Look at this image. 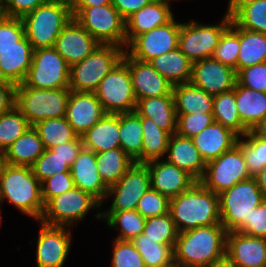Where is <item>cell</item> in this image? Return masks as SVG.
Masks as SVG:
<instances>
[{"label":"cell","instance_id":"f6af8a7d","mask_svg":"<svg viewBox=\"0 0 266 267\" xmlns=\"http://www.w3.org/2000/svg\"><path fill=\"white\" fill-rule=\"evenodd\" d=\"M231 20L242 29L266 33V0H257L242 7Z\"/></svg>","mask_w":266,"mask_h":267},{"label":"cell","instance_id":"2644e50d","mask_svg":"<svg viewBox=\"0 0 266 267\" xmlns=\"http://www.w3.org/2000/svg\"><path fill=\"white\" fill-rule=\"evenodd\" d=\"M0 206H1V204H0ZM1 210V209H0ZM0 213H1V211H0ZM2 216L0 215V227L2 226V224H1V221H2Z\"/></svg>","mask_w":266,"mask_h":267},{"label":"cell","instance_id":"bcb514c9","mask_svg":"<svg viewBox=\"0 0 266 267\" xmlns=\"http://www.w3.org/2000/svg\"><path fill=\"white\" fill-rule=\"evenodd\" d=\"M143 234L147 238L157 240L160 244L174 247L179 232L169 212L161 216L146 218Z\"/></svg>","mask_w":266,"mask_h":267},{"label":"cell","instance_id":"ffe728a7","mask_svg":"<svg viewBox=\"0 0 266 267\" xmlns=\"http://www.w3.org/2000/svg\"><path fill=\"white\" fill-rule=\"evenodd\" d=\"M122 60L130 69L133 90L137 100L173 95V85L148 62L133 59L126 51Z\"/></svg>","mask_w":266,"mask_h":267},{"label":"cell","instance_id":"cb8c5ba5","mask_svg":"<svg viewBox=\"0 0 266 267\" xmlns=\"http://www.w3.org/2000/svg\"><path fill=\"white\" fill-rule=\"evenodd\" d=\"M170 4L154 0L126 19V47L139 35L165 25L174 18Z\"/></svg>","mask_w":266,"mask_h":267},{"label":"cell","instance_id":"f546056e","mask_svg":"<svg viewBox=\"0 0 266 267\" xmlns=\"http://www.w3.org/2000/svg\"><path fill=\"white\" fill-rule=\"evenodd\" d=\"M44 151V144L37 131L30 126L5 150L6 161L14 166L32 167Z\"/></svg>","mask_w":266,"mask_h":267},{"label":"cell","instance_id":"9a60e30c","mask_svg":"<svg viewBox=\"0 0 266 267\" xmlns=\"http://www.w3.org/2000/svg\"><path fill=\"white\" fill-rule=\"evenodd\" d=\"M150 188L149 170L145 164L134 163L131 168L108 188L107 198H112L106 211L136 210L137 204Z\"/></svg>","mask_w":266,"mask_h":267},{"label":"cell","instance_id":"003e7915","mask_svg":"<svg viewBox=\"0 0 266 267\" xmlns=\"http://www.w3.org/2000/svg\"><path fill=\"white\" fill-rule=\"evenodd\" d=\"M7 165L5 150L0 149V175Z\"/></svg>","mask_w":266,"mask_h":267},{"label":"cell","instance_id":"7dc6e473","mask_svg":"<svg viewBox=\"0 0 266 267\" xmlns=\"http://www.w3.org/2000/svg\"><path fill=\"white\" fill-rule=\"evenodd\" d=\"M32 170L42 183L55 174L70 172V166L51 149H45L44 153L33 164Z\"/></svg>","mask_w":266,"mask_h":267},{"label":"cell","instance_id":"680465c9","mask_svg":"<svg viewBox=\"0 0 266 267\" xmlns=\"http://www.w3.org/2000/svg\"><path fill=\"white\" fill-rule=\"evenodd\" d=\"M16 85L0 80V115L9 111L15 106Z\"/></svg>","mask_w":266,"mask_h":267},{"label":"cell","instance_id":"7c38bea8","mask_svg":"<svg viewBox=\"0 0 266 267\" xmlns=\"http://www.w3.org/2000/svg\"><path fill=\"white\" fill-rule=\"evenodd\" d=\"M70 66L54 47L33 50L32 63L23 82L35 89L69 88Z\"/></svg>","mask_w":266,"mask_h":267},{"label":"cell","instance_id":"4dcf8cb0","mask_svg":"<svg viewBox=\"0 0 266 267\" xmlns=\"http://www.w3.org/2000/svg\"><path fill=\"white\" fill-rule=\"evenodd\" d=\"M234 91L239 118L250 131L266 116V93L248 89L237 82Z\"/></svg>","mask_w":266,"mask_h":267},{"label":"cell","instance_id":"db71d44e","mask_svg":"<svg viewBox=\"0 0 266 267\" xmlns=\"http://www.w3.org/2000/svg\"><path fill=\"white\" fill-rule=\"evenodd\" d=\"M249 236L266 238V199H264L235 230Z\"/></svg>","mask_w":266,"mask_h":267},{"label":"cell","instance_id":"f35d334b","mask_svg":"<svg viewBox=\"0 0 266 267\" xmlns=\"http://www.w3.org/2000/svg\"><path fill=\"white\" fill-rule=\"evenodd\" d=\"M266 62V33L240 28V51L237 72L243 68Z\"/></svg>","mask_w":266,"mask_h":267},{"label":"cell","instance_id":"8d00e7d4","mask_svg":"<svg viewBox=\"0 0 266 267\" xmlns=\"http://www.w3.org/2000/svg\"><path fill=\"white\" fill-rule=\"evenodd\" d=\"M141 124L143 128L141 164L162 159L166 154L171 134L146 117H141Z\"/></svg>","mask_w":266,"mask_h":267},{"label":"cell","instance_id":"6f0895ef","mask_svg":"<svg viewBox=\"0 0 266 267\" xmlns=\"http://www.w3.org/2000/svg\"><path fill=\"white\" fill-rule=\"evenodd\" d=\"M83 147L81 136H77L73 141L54 146L51 150L71 167Z\"/></svg>","mask_w":266,"mask_h":267},{"label":"cell","instance_id":"7402d4cb","mask_svg":"<svg viewBox=\"0 0 266 267\" xmlns=\"http://www.w3.org/2000/svg\"><path fill=\"white\" fill-rule=\"evenodd\" d=\"M226 256L237 267H265L266 238L231 231L226 237Z\"/></svg>","mask_w":266,"mask_h":267},{"label":"cell","instance_id":"89a4df30","mask_svg":"<svg viewBox=\"0 0 266 267\" xmlns=\"http://www.w3.org/2000/svg\"><path fill=\"white\" fill-rule=\"evenodd\" d=\"M52 1H60V2H65L69 4L72 0H52Z\"/></svg>","mask_w":266,"mask_h":267},{"label":"cell","instance_id":"2e32d148","mask_svg":"<svg viewBox=\"0 0 266 267\" xmlns=\"http://www.w3.org/2000/svg\"><path fill=\"white\" fill-rule=\"evenodd\" d=\"M36 243L37 267H63L71 249V228L40 221Z\"/></svg>","mask_w":266,"mask_h":267},{"label":"cell","instance_id":"3957f363","mask_svg":"<svg viewBox=\"0 0 266 267\" xmlns=\"http://www.w3.org/2000/svg\"><path fill=\"white\" fill-rule=\"evenodd\" d=\"M4 199L25 215L40 220L45 203L41 183L34 175L32 167L6 165L0 175L1 205Z\"/></svg>","mask_w":266,"mask_h":267},{"label":"cell","instance_id":"1f68e13d","mask_svg":"<svg viewBox=\"0 0 266 267\" xmlns=\"http://www.w3.org/2000/svg\"><path fill=\"white\" fill-rule=\"evenodd\" d=\"M172 93L177 114L212 113L214 96L192 83L174 85Z\"/></svg>","mask_w":266,"mask_h":267},{"label":"cell","instance_id":"f907efd6","mask_svg":"<svg viewBox=\"0 0 266 267\" xmlns=\"http://www.w3.org/2000/svg\"><path fill=\"white\" fill-rule=\"evenodd\" d=\"M213 122V113L177 114L176 133L192 139Z\"/></svg>","mask_w":266,"mask_h":267},{"label":"cell","instance_id":"9f6ffc18","mask_svg":"<svg viewBox=\"0 0 266 267\" xmlns=\"http://www.w3.org/2000/svg\"><path fill=\"white\" fill-rule=\"evenodd\" d=\"M50 0H5V10L8 17L22 18Z\"/></svg>","mask_w":266,"mask_h":267},{"label":"cell","instance_id":"d4e9b609","mask_svg":"<svg viewBox=\"0 0 266 267\" xmlns=\"http://www.w3.org/2000/svg\"><path fill=\"white\" fill-rule=\"evenodd\" d=\"M166 161L187 171L197 181H200L206 170V162L194 145L191 138L177 133L171 135L166 151Z\"/></svg>","mask_w":266,"mask_h":267},{"label":"cell","instance_id":"f5cc1de1","mask_svg":"<svg viewBox=\"0 0 266 267\" xmlns=\"http://www.w3.org/2000/svg\"><path fill=\"white\" fill-rule=\"evenodd\" d=\"M236 76L239 85L266 93V62L243 68Z\"/></svg>","mask_w":266,"mask_h":267},{"label":"cell","instance_id":"6125c7cd","mask_svg":"<svg viewBox=\"0 0 266 267\" xmlns=\"http://www.w3.org/2000/svg\"><path fill=\"white\" fill-rule=\"evenodd\" d=\"M112 0H72L70 7H92L111 4Z\"/></svg>","mask_w":266,"mask_h":267},{"label":"cell","instance_id":"a7ac6f4b","mask_svg":"<svg viewBox=\"0 0 266 267\" xmlns=\"http://www.w3.org/2000/svg\"><path fill=\"white\" fill-rule=\"evenodd\" d=\"M7 16L6 10H5V0H0V19Z\"/></svg>","mask_w":266,"mask_h":267},{"label":"cell","instance_id":"d6a6232c","mask_svg":"<svg viewBox=\"0 0 266 267\" xmlns=\"http://www.w3.org/2000/svg\"><path fill=\"white\" fill-rule=\"evenodd\" d=\"M148 63L173 86L190 82L193 63L179 48L155 57Z\"/></svg>","mask_w":266,"mask_h":267},{"label":"cell","instance_id":"94428289","mask_svg":"<svg viewBox=\"0 0 266 267\" xmlns=\"http://www.w3.org/2000/svg\"><path fill=\"white\" fill-rule=\"evenodd\" d=\"M254 1H257V0H229L225 15L232 18L242 7Z\"/></svg>","mask_w":266,"mask_h":267},{"label":"cell","instance_id":"277c9868","mask_svg":"<svg viewBox=\"0 0 266 267\" xmlns=\"http://www.w3.org/2000/svg\"><path fill=\"white\" fill-rule=\"evenodd\" d=\"M73 18L70 5L52 1L38 6L21 18L24 33L33 50L54 47L62 29Z\"/></svg>","mask_w":266,"mask_h":267},{"label":"cell","instance_id":"5b68a950","mask_svg":"<svg viewBox=\"0 0 266 267\" xmlns=\"http://www.w3.org/2000/svg\"><path fill=\"white\" fill-rule=\"evenodd\" d=\"M125 48L101 44L85 59L70 67L69 89L77 92H95L101 80L123 59Z\"/></svg>","mask_w":266,"mask_h":267},{"label":"cell","instance_id":"d6986e66","mask_svg":"<svg viewBox=\"0 0 266 267\" xmlns=\"http://www.w3.org/2000/svg\"><path fill=\"white\" fill-rule=\"evenodd\" d=\"M101 45L74 18L62 29L54 48L71 67L95 51Z\"/></svg>","mask_w":266,"mask_h":267},{"label":"cell","instance_id":"c3c4849f","mask_svg":"<svg viewBox=\"0 0 266 267\" xmlns=\"http://www.w3.org/2000/svg\"><path fill=\"white\" fill-rule=\"evenodd\" d=\"M112 267H145L141 254L131 241L113 240Z\"/></svg>","mask_w":266,"mask_h":267},{"label":"cell","instance_id":"03108f58","mask_svg":"<svg viewBox=\"0 0 266 267\" xmlns=\"http://www.w3.org/2000/svg\"><path fill=\"white\" fill-rule=\"evenodd\" d=\"M208 267H237L227 256L222 259L214 261Z\"/></svg>","mask_w":266,"mask_h":267},{"label":"cell","instance_id":"83f0119b","mask_svg":"<svg viewBox=\"0 0 266 267\" xmlns=\"http://www.w3.org/2000/svg\"><path fill=\"white\" fill-rule=\"evenodd\" d=\"M135 112L153 120L159 128L173 135L177 130V113L173 95L137 100Z\"/></svg>","mask_w":266,"mask_h":267},{"label":"cell","instance_id":"ac0fdd59","mask_svg":"<svg viewBox=\"0 0 266 267\" xmlns=\"http://www.w3.org/2000/svg\"><path fill=\"white\" fill-rule=\"evenodd\" d=\"M149 170L150 187L169 199L190 189L197 180L187 171L164 158L145 163Z\"/></svg>","mask_w":266,"mask_h":267},{"label":"cell","instance_id":"ba28073f","mask_svg":"<svg viewBox=\"0 0 266 267\" xmlns=\"http://www.w3.org/2000/svg\"><path fill=\"white\" fill-rule=\"evenodd\" d=\"M264 199L254 177L236 183L219 194L221 224L228 232L235 231Z\"/></svg>","mask_w":266,"mask_h":267},{"label":"cell","instance_id":"816d5d0a","mask_svg":"<svg viewBox=\"0 0 266 267\" xmlns=\"http://www.w3.org/2000/svg\"><path fill=\"white\" fill-rule=\"evenodd\" d=\"M24 36V25L21 18L6 16L0 19V49L18 46V41Z\"/></svg>","mask_w":266,"mask_h":267},{"label":"cell","instance_id":"7a4b0ae2","mask_svg":"<svg viewBox=\"0 0 266 267\" xmlns=\"http://www.w3.org/2000/svg\"><path fill=\"white\" fill-rule=\"evenodd\" d=\"M169 212L178 232L221 223L219 195L199 181L170 199Z\"/></svg>","mask_w":266,"mask_h":267},{"label":"cell","instance_id":"836d02e7","mask_svg":"<svg viewBox=\"0 0 266 267\" xmlns=\"http://www.w3.org/2000/svg\"><path fill=\"white\" fill-rule=\"evenodd\" d=\"M119 137L121 149L135 163L141 164L143 128L141 117L135 111L119 113Z\"/></svg>","mask_w":266,"mask_h":267},{"label":"cell","instance_id":"b9f144b4","mask_svg":"<svg viewBox=\"0 0 266 267\" xmlns=\"http://www.w3.org/2000/svg\"><path fill=\"white\" fill-rule=\"evenodd\" d=\"M237 145L242 149L250 175L254 177L266 166V140L248 131L238 138Z\"/></svg>","mask_w":266,"mask_h":267},{"label":"cell","instance_id":"6da1fadb","mask_svg":"<svg viewBox=\"0 0 266 267\" xmlns=\"http://www.w3.org/2000/svg\"><path fill=\"white\" fill-rule=\"evenodd\" d=\"M228 231L221 224L179 232L174 251L177 267H208L226 256Z\"/></svg>","mask_w":266,"mask_h":267},{"label":"cell","instance_id":"74e56055","mask_svg":"<svg viewBox=\"0 0 266 267\" xmlns=\"http://www.w3.org/2000/svg\"><path fill=\"white\" fill-rule=\"evenodd\" d=\"M212 113L215 122L229 128L239 137L249 131L239 118L234 89L214 96Z\"/></svg>","mask_w":266,"mask_h":267},{"label":"cell","instance_id":"7bdbcfd3","mask_svg":"<svg viewBox=\"0 0 266 267\" xmlns=\"http://www.w3.org/2000/svg\"><path fill=\"white\" fill-rule=\"evenodd\" d=\"M240 51V27L233 21L220 36L218 46L215 48L213 59L235 69L237 73V60Z\"/></svg>","mask_w":266,"mask_h":267},{"label":"cell","instance_id":"e0dca14e","mask_svg":"<svg viewBox=\"0 0 266 267\" xmlns=\"http://www.w3.org/2000/svg\"><path fill=\"white\" fill-rule=\"evenodd\" d=\"M237 82L234 68L213 58L193 62L190 83L212 96L234 89Z\"/></svg>","mask_w":266,"mask_h":267},{"label":"cell","instance_id":"11a10c76","mask_svg":"<svg viewBox=\"0 0 266 267\" xmlns=\"http://www.w3.org/2000/svg\"><path fill=\"white\" fill-rule=\"evenodd\" d=\"M74 187L70 172L55 174L41 183L43 201L46 204L52 197L61 195Z\"/></svg>","mask_w":266,"mask_h":267},{"label":"cell","instance_id":"9c48e42d","mask_svg":"<svg viewBox=\"0 0 266 267\" xmlns=\"http://www.w3.org/2000/svg\"><path fill=\"white\" fill-rule=\"evenodd\" d=\"M94 93L106 114L135 111L137 99L130 69L123 60L101 80Z\"/></svg>","mask_w":266,"mask_h":267},{"label":"cell","instance_id":"ee69618b","mask_svg":"<svg viewBox=\"0 0 266 267\" xmlns=\"http://www.w3.org/2000/svg\"><path fill=\"white\" fill-rule=\"evenodd\" d=\"M31 125L21 111L14 106L0 115V149L6 150Z\"/></svg>","mask_w":266,"mask_h":267},{"label":"cell","instance_id":"d590c367","mask_svg":"<svg viewBox=\"0 0 266 267\" xmlns=\"http://www.w3.org/2000/svg\"><path fill=\"white\" fill-rule=\"evenodd\" d=\"M96 160L98 172L108 187L117 183L135 163L121 148L96 153Z\"/></svg>","mask_w":266,"mask_h":267},{"label":"cell","instance_id":"52a82bcc","mask_svg":"<svg viewBox=\"0 0 266 267\" xmlns=\"http://www.w3.org/2000/svg\"><path fill=\"white\" fill-rule=\"evenodd\" d=\"M70 8L73 18L100 44H114L126 49V20L112 3Z\"/></svg>","mask_w":266,"mask_h":267},{"label":"cell","instance_id":"60d3db41","mask_svg":"<svg viewBox=\"0 0 266 267\" xmlns=\"http://www.w3.org/2000/svg\"><path fill=\"white\" fill-rule=\"evenodd\" d=\"M45 149L73 141L78 135L65 117L41 120L33 125Z\"/></svg>","mask_w":266,"mask_h":267},{"label":"cell","instance_id":"ab89813d","mask_svg":"<svg viewBox=\"0 0 266 267\" xmlns=\"http://www.w3.org/2000/svg\"><path fill=\"white\" fill-rule=\"evenodd\" d=\"M131 242L141 254L145 267H174V251L172 245L160 244L157 240L147 238L143 233Z\"/></svg>","mask_w":266,"mask_h":267},{"label":"cell","instance_id":"be15d7a7","mask_svg":"<svg viewBox=\"0 0 266 267\" xmlns=\"http://www.w3.org/2000/svg\"><path fill=\"white\" fill-rule=\"evenodd\" d=\"M250 132L254 136L266 140V116L253 126Z\"/></svg>","mask_w":266,"mask_h":267},{"label":"cell","instance_id":"8c879c8a","mask_svg":"<svg viewBox=\"0 0 266 267\" xmlns=\"http://www.w3.org/2000/svg\"><path fill=\"white\" fill-rule=\"evenodd\" d=\"M163 1L169 4L170 0H163ZM171 1H174V0H171ZM176 1H178V0H176Z\"/></svg>","mask_w":266,"mask_h":267},{"label":"cell","instance_id":"8fae6325","mask_svg":"<svg viewBox=\"0 0 266 267\" xmlns=\"http://www.w3.org/2000/svg\"><path fill=\"white\" fill-rule=\"evenodd\" d=\"M102 205L90 194L74 187L61 195L52 197L44 206L39 221L48 225L71 227L77 221H83L90 209H99Z\"/></svg>","mask_w":266,"mask_h":267},{"label":"cell","instance_id":"603a6c76","mask_svg":"<svg viewBox=\"0 0 266 267\" xmlns=\"http://www.w3.org/2000/svg\"><path fill=\"white\" fill-rule=\"evenodd\" d=\"M70 173L75 187L90 194L101 205L104 204L109 187L98 172L96 153L83 147L70 167Z\"/></svg>","mask_w":266,"mask_h":267},{"label":"cell","instance_id":"e575fe53","mask_svg":"<svg viewBox=\"0 0 266 267\" xmlns=\"http://www.w3.org/2000/svg\"><path fill=\"white\" fill-rule=\"evenodd\" d=\"M97 219H104L108 228H120L115 239L131 241L143 233L146 218L137 210L101 211L96 213Z\"/></svg>","mask_w":266,"mask_h":267},{"label":"cell","instance_id":"f1b7e54d","mask_svg":"<svg viewBox=\"0 0 266 267\" xmlns=\"http://www.w3.org/2000/svg\"><path fill=\"white\" fill-rule=\"evenodd\" d=\"M84 148L94 153L121 148L119 137V114H105L82 136Z\"/></svg>","mask_w":266,"mask_h":267},{"label":"cell","instance_id":"681fc988","mask_svg":"<svg viewBox=\"0 0 266 267\" xmlns=\"http://www.w3.org/2000/svg\"><path fill=\"white\" fill-rule=\"evenodd\" d=\"M170 199L151 187L139 200L136 210L144 217H155L169 213Z\"/></svg>","mask_w":266,"mask_h":267},{"label":"cell","instance_id":"e7e4bbea","mask_svg":"<svg viewBox=\"0 0 266 267\" xmlns=\"http://www.w3.org/2000/svg\"><path fill=\"white\" fill-rule=\"evenodd\" d=\"M257 185L266 199V166L254 176Z\"/></svg>","mask_w":266,"mask_h":267},{"label":"cell","instance_id":"8992f818","mask_svg":"<svg viewBox=\"0 0 266 267\" xmlns=\"http://www.w3.org/2000/svg\"><path fill=\"white\" fill-rule=\"evenodd\" d=\"M70 93L69 88L35 89L22 83L16 85L15 106L33 126L44 119L65 117Z\"/></svg>","mask_w":266,"mask_h":267},{"label":"cell","instance_id":"4fadbf2b","mask_svg":"<svg viewBox=\"0 0 266 267\" xmlns=\"http://www.w3.org/2000/svg\"><path fill=\"white\" fill-rule=\"evenodd\" d=\"M250 178L252 176L247 169L242 149L236 144L218 158L207 162L204 176L199 182L219 195L236 183Z\"/></svg>","mask_w":266,"mask_h":267},{"label":"cell","instance_id":"484cf974","mask_svg":"<svg viewBox=\"0 0 266 267\" xmlns=\"http://www.w3.org/2000/svg\"><path fill=\"white\" fill-rule=\"evenodd\" d=\"M33 48L24 36L18 46L0 49V80L22 84L32 63Z\"/></svg>","mask_w":266,"mask_h":267},{"label":"cell","instance_id":"5bb4252c","mask_svg":"<svg viewBox=\"0 0 266 267\" xmlns=\"http://www.w3.org/2000/svg\"><path fill=\"white\" fill-rule=\"evenodd\" d=\"M179 34L180 23L173 18L165 25L137 36L125 50L133 59L149 62L155 57L177 49Z\"/></svg>","mask_w":266,"mask_h":267},{"label":"cell","instance_id":"44dd1931","mask_svg":"<svg viewBox=\"0 0 266 267\" xmlns=\"http://www.w3.org/2000/svg\"><path fill=\"white\" fill-rule=\"evenodd\" d=\"M105 114L95 93L71 91L65 118L78 136H82Z\"/></svg>","mask_w":266,"mask_h":267},{"label":"cell","instance_id":"30bf717a","mask_svg":"<svg viewBox=\"0 0 266 267\" xmlns=\"http://www.w3.org/2000/svg\"><path fill=\"white\" fill-rule=\"evenodd\" d=\"M231 18L224 14L218 25L197 21L180 23L178 48L193 63L212 58L222 33L230 26Z\"/></svg>","mask_w":266,"mask_h":267},{"label":"cell","instance_id":"91938a15","mask_svg":"<svg viewBox=\"0 0 266 267\" xmlns=\"http://www.w3.org/2000/svg\"><path fill=\"white\" fill-rule=\"evenodd\" d=\"M153 1L154 0H112V5L126 20L133 13L139 11L141 8Z\"/></svg>","mask_w":266,"mask_h":267},{"label":"cell","instance_id":"4316f807","mask_svg":"<svg viewBox=\"0 0 266 267\" xmlns=\"http://www.w3.org/2000/svg\"><path fill=\"white\" fill-rule=\"evenodd\" d=\"M238 138L239 136L229 128L214 121L192 140L207 163L232 149L237 144Z\"/></svg>","mask_w":266,"mask_h":267}]
</instances>
